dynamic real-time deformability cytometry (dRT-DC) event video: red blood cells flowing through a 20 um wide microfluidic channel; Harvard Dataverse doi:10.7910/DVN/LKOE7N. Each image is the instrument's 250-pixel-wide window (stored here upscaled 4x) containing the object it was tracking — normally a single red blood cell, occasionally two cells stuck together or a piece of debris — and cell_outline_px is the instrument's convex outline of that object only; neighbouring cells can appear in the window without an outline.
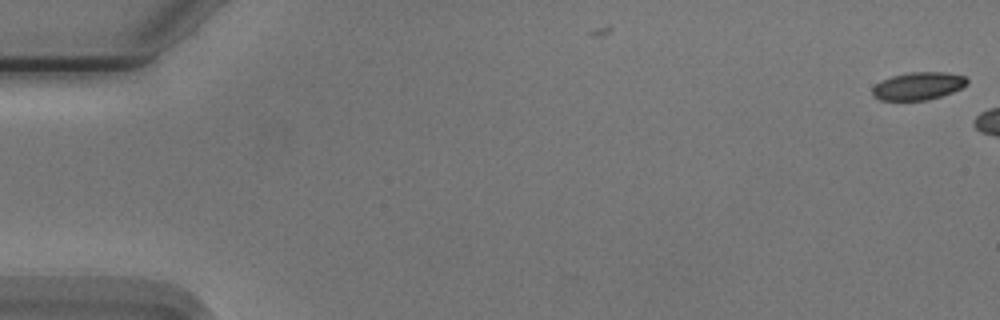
{"species": "Egyptian fruit bat (a non-hibernating species)", "species_latin": "Rousettus aegyptiacus", "temperature_condition": "cold", "stored_images_in_passage": 2, "camera_frame_rate_fps": 3000, "um_per_image_px": 0.085, "animal": {"sex": "male"}, "frame": {"image": 1, "passage_image": 2, "time_ms": 0.333, "image_size_px": [1000, 320], "cell_outline_px": [[968, 84], [952, 92], [928, 100], [880, 100], [872, 96], [872, 88], [876, 84], [892, 76], [908, 72], [944, 72], [964, 76], [968, 80]], "centroid_in_image_um": [78.04, 7.31], "position_along_channel_um": 7.0, "area_um2": 15.2}}